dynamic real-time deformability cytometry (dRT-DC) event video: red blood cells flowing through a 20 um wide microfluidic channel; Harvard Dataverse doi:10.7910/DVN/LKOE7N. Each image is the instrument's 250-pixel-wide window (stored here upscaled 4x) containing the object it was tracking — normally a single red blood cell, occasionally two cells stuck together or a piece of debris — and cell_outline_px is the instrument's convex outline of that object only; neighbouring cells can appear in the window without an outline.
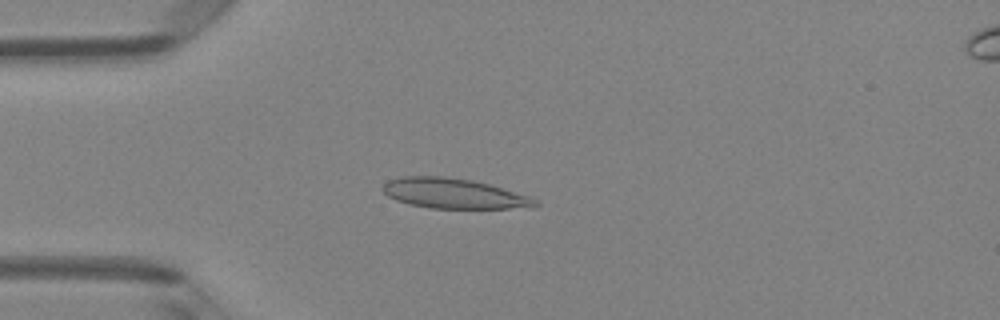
{"species": "Egyptian fruit bat (a non-hibernating species)", "species_latin": "Rousettus aegyptiacus", "temperature_condition": "room temperature", "stored_images_in_passage": 4, "camera_frame_rate_fps": 3000, "um_per_image_px": 0.085, "animal": {"sex": "female"}, "frame": {"image": 1, "passage_image": 3, "time_ms": 0.667, "image_size_px": [1000, 320], "cell_outline_px": [[540, 204], [508, 208], [428, 208], [408, 204], [396, 200], [388, 196], [380, 188], [388, 180], [400, 176], [444, 176], [472, 180], [488, 184], [532, 196]], "centroid_in_image_um": [38.5, 16.43], "position_along_channel_um": 46.5, "area_um2": 26.65}}